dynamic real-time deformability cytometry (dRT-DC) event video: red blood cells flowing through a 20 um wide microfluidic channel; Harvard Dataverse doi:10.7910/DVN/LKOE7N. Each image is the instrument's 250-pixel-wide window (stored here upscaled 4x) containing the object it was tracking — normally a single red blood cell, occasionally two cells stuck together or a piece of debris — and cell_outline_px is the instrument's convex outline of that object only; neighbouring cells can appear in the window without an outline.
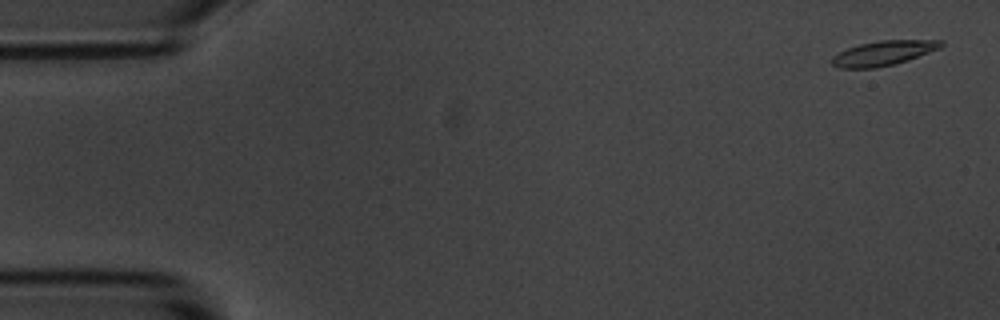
{"species": "common noctule bat (a hibernating species)", "species_latin": "Nyctalus noctula", "temperature_condition": "room temperature", "stored_images_in_passage": 51, "camera_frame_rate_fps": 3000, "um_per_image_px": 0.085, "animal": {"sex": "male", "body_mass_g": 20.1, "forearm_length_mm": 53.5}, "frame": {"image": 1, "passage_image": 2, "time_ms": 0.333, "image_size_px": [1000, 320], "cell_outline_px": [[944, 44], [940, 48], [908, 60], [896, 64], [876, 68], [840, 68], [832, 64], [832, 56], [848, 48], [860, 44], [880, 40], [944, 40]], "centroid_in_image_um": [75.11, 4.51], "position_along_channel_um": 9.9, "area_um2": 15.66}}
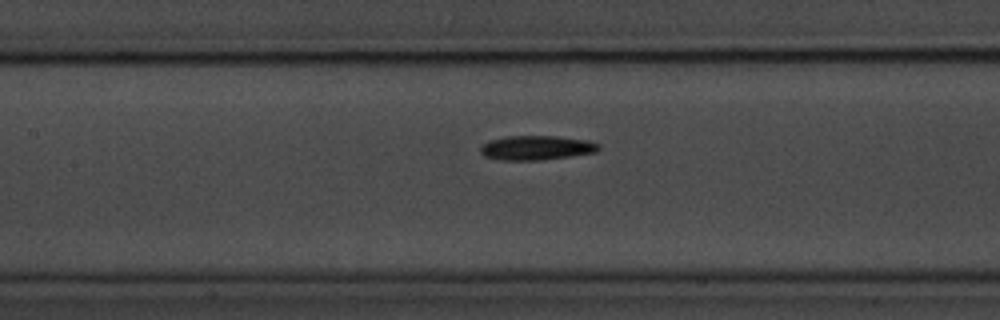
{"frame": {"image": 2, "passage_image": 25, "time_ms": 8.0, "image_size_px": [1000, 320], "cell_outline_px": [[600, 148], [596, 152], [540, 160], [500, 160], [484, 156], [480, 152], [480, 144], [488, 140], [508, 136], [556, 136], [588, 140], [600, 144]], "centroid_in_image_um": [45.56, 12.55], "position_along_channel_um": 161.8, "area_um2": 16.88}}
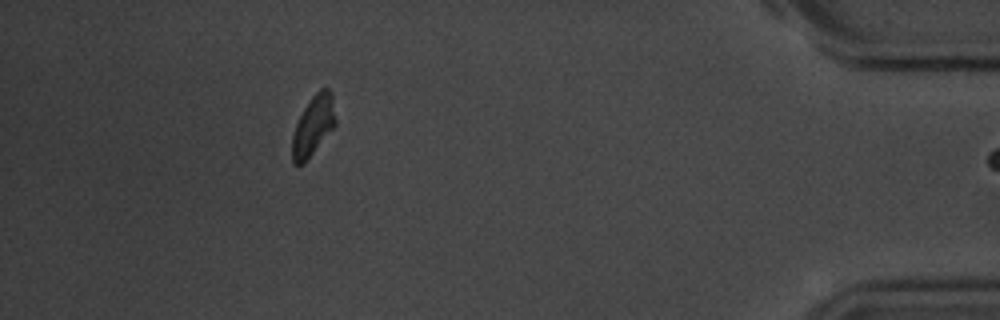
{"frame": {"image": 3, "passage_image": 50, "time_ms": 16.333, "image_size_px": [1000, 320], "cell_outline_px": [[336, 124], [304, 164], [292, 164], [292, 136], [296, 124], [304, 108], [312, 96], [320, 88], [328, 88], [332, 92], [336, 120]], "centroid_in_image_um": [26.63, 10.68], "position_along_channel_um": 408.6, "area_um2": 15.09}}